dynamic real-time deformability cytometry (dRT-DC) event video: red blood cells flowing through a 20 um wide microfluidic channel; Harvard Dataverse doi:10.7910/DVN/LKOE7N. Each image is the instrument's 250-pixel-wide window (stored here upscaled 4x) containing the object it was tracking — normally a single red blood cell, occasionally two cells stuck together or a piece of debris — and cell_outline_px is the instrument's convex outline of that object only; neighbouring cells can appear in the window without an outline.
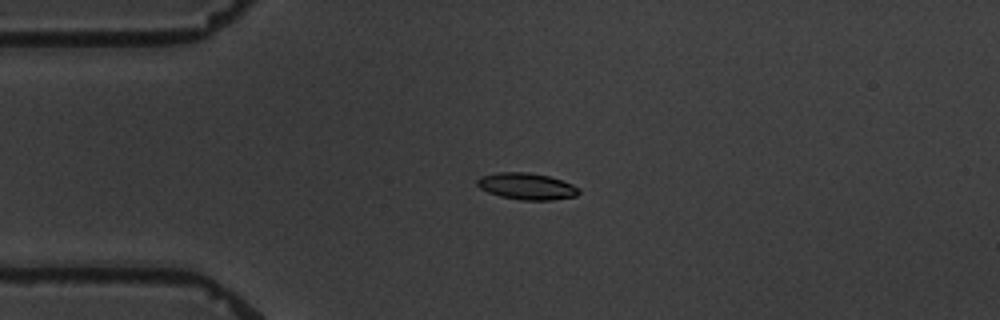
{"species": "common noctule bat (a hibernating species)", "species_latin": "Nyctalus noctula", "temperature_condition": "warm", "stored_images_in_passage": 4, "camera_frame_rate_fps": 3000, "um_per_image_px": 0.085, "animal": {"sex": "male", "body_mass_g": 19.5, "forearm_length_mm": 54.6}, "frame": {"image": 1, "passage_image": 3, "time_ms": 2.333, "image_size_px": [1000, 320], "cell_outline_px": [[580, 192], [576, 196], [552, 200], [520, 200], [500, 196], [488, 192], [480, 188], [476, 184], [476, 180], [480, 176], [496, 172], [528, 172], [548, 176], [572, 184], [580, 188]], "centroid_in_image_um": [44.75, 15.83], "position_along_channel_um": 40.2, "area_um2": 15.84}}